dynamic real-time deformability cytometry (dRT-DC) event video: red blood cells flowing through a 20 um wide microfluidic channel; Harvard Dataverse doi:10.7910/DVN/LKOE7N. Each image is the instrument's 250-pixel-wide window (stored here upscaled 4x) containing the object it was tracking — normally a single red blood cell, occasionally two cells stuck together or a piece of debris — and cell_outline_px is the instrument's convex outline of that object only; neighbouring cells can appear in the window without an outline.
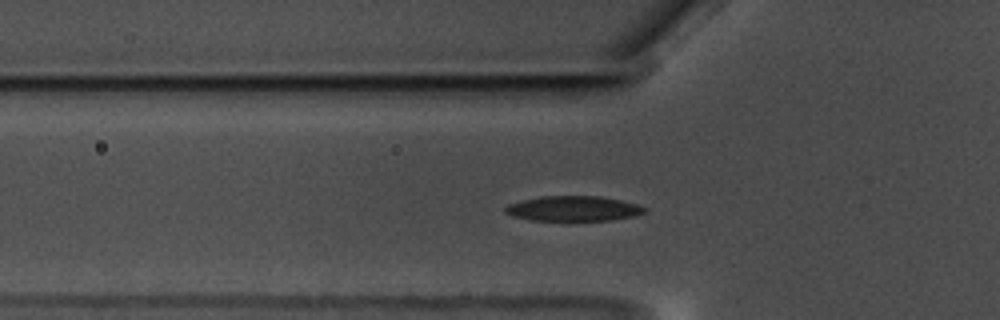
{"species": "common noctule bat (a hibernating species)", "species_latin": "Nyctalus noctula", "temperature_condition": "warm", "stored_images_in_passage": 46, "segment_of_instrument_passage": [1, 2], "camera_frame_rate_fps": 3000, "um_per_image_px": 0.085, "animal": {"sex": "male", "body_mass_g": 17.5, "forearm_length_mm": 52.3}, "frame": {"image": 1, "passage_image": 6, "time_ms": 1.667, "image_size_px": [1000, 320], "cell_outline_px": [[648, 212], [632, 216], [612, 220], [532, 220], [512, 216], [504, 212], [504, 208], [508, 204], [540, 196], [600, 196], [620, 200], [636, 204], [648, 208]], "centroid_in_image_um": [48.75, 17.72], "position_along_channel_um": 77.1, "area_um2": 20.29}}
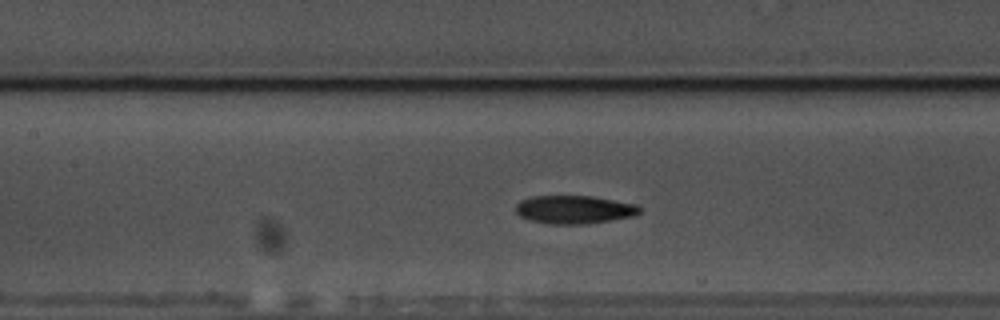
{"frame": {"image": 2, "passage_image": 13, "time_ms": 4.0, "image_size_px": [1000, 320], "cell_outline_px": [[640, 212], [632, 216], [612, 220], [588, 224], [548, 224], [528, 220], [520, 216], [516, 212], [516, 204], [520, 200], [532, 196], [592, 196], [636, 204], [640, 208]], "centroid_in_image_um": [48.77, 17.82], "position_along_channel_um": 158.6, "area_um2": 20.46}}
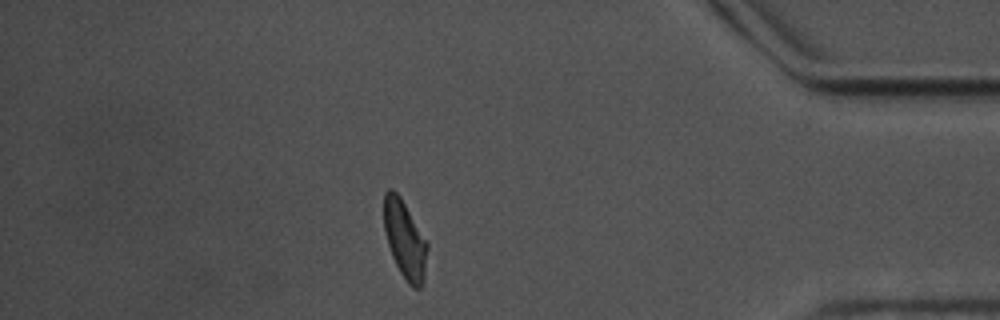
{"frame": {"image": 3, "passage_image": 37, "time_ms": 12.0, "image_size_px": [1000, 320], "cell_outline_px": [[428, 248], [424, 280], [420, 288], [412, 288], [408, 284], [400, 272], [392, 256], [388, 244], [384, 228], [384, 192], [388, 188], [392, 188], [400, 196], [428, 244]], "centroid_in_image_um": [34.41, 20.38], "position_along_channel_um": 400.8, "area_um2": 19.59}}